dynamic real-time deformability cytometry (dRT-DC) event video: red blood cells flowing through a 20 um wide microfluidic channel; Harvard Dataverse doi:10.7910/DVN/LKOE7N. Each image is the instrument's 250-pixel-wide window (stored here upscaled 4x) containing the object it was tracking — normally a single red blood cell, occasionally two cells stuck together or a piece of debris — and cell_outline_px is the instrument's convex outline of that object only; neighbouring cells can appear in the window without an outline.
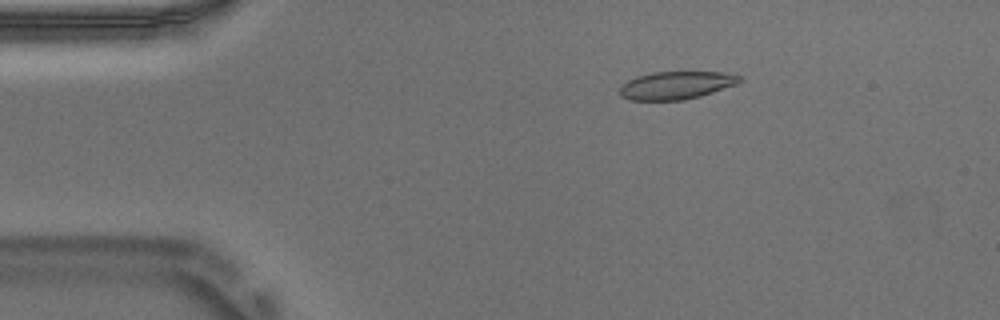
{"species": "Egyptian fruit bat (a non-hibernating species)", "species_latin": "Rousettus aegyptiacus", "temperature_condition": "warm", "stored_images_in_passage": 54, "camera_frame_rate_fps": 3000, "um_per_image_px": 0.085, "animal": {"sex": "male"}, "frame": {"image": 1, "passage_image": 9, "time_ms": 2.667, "image_size_px": [1000, 320], "cell_outline_px": [[744, 80], [736, 84], [700, 96], [684, 100], [628, 100], [620, 96], [620, 88], [628, 80], [636, 76], [652, 72], [724, 72], [740, 76]], "centroid_in_image_um": [57.47, 7.25], "position_along_channel_um": 27.5, "area_um2": 19.42}}
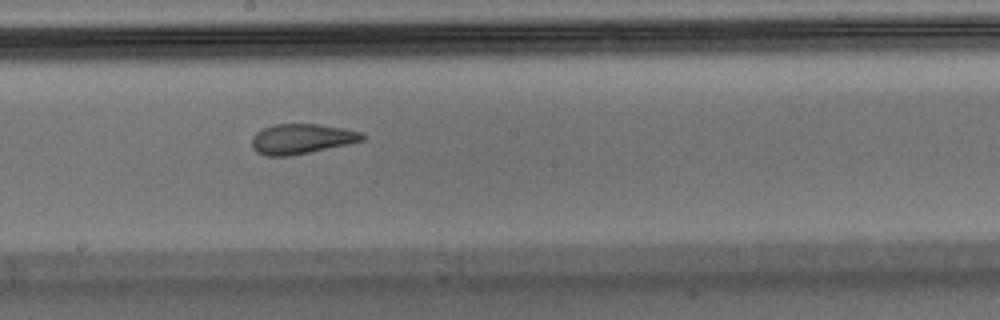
{"frame": {"image": 2, "passage_image": 29, "time_ms": 9.333, "image_size_px": [1000, 320], "cell_outline_px": [[364, 140], [348, 144], [292, 156], [264, 156], [256, 152], [252, 148], [252, 136], [256, 132], [272, 124], [316, 124], [344, 128], [364, 132]], "centroid_in_image_um": [25.62, 11.81], "position_along_channel_um": 222.6, "area_um2": 19.54}}
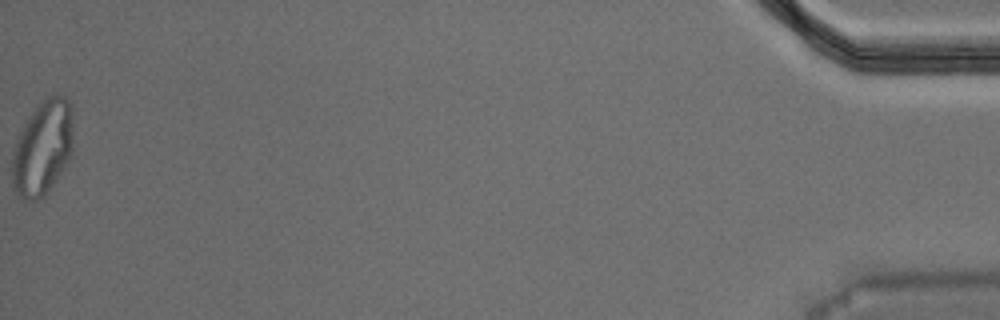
{"frame": {"image": 3, "passage_image": 54, "time_ms": 17.667, "image_size_px": [1000, 320], "cell_outline_px": [[72, 152], [68, 160], [56, 180], [44, 196], [36, 200], [24, 200], [16, 192], [12, 184], [12, 156], [16, 140], [28, 116], [44, 96], [64, 96], [72, 104]], "centroid_in_image_um": [3.62, 12.55], "position_along_channel_um": 431.6, "area_um2": 33.81}, "authors_computed_cell_mechanics": {"area_um2": 20.1722, "velocity_mm_per_s": 3.7261, "shape_relaxation_time_tau1_ms": null, "shape_relaxation_time_tau2_ms": 1.1611, "deformation_change_tau1": null, "deformation_change_tau2": 0.0785}}